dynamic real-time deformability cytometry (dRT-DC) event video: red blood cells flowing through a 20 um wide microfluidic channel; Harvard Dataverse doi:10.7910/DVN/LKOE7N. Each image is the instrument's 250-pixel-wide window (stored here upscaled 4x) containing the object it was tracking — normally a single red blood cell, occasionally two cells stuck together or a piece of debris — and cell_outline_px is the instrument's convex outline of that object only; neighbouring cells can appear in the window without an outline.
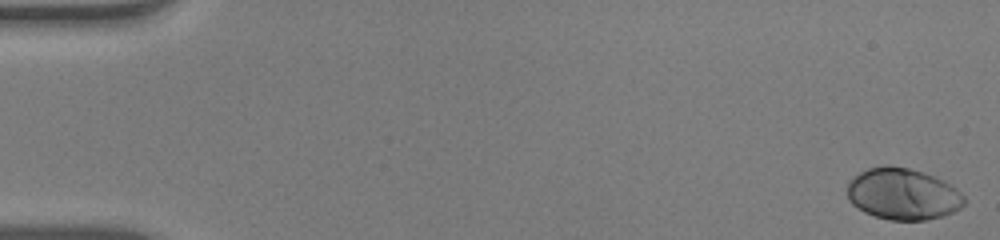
{"species": "human", "species_latin": "Homo sapiens", "temperature_condition": "warm", "stored_images_in_passage": 53, "camera_frame_rate_fps": 3000, "um_per_image_px": 0.085, "donor": {"sex": "male"}, "frame": {"image": 1, "passage_image": 1, "time_ms": 0.0, "image_size_px": [1000, 240], "cell_outline_px": [[964, 204], [960, 208], [952, 212], [940, 216], [924, 220], [888, 220], [864, 212], [852, 204], [848, 200], [848, 184], [860, 172], [868, 168], [880, 164], [888, 164], [908, 168], [944, 180], [956, 188], [964, 196]], "centroid_in_image_um": [76.73, 16.48], "position_along_channel_um": 8.3, "area_um2": 34.97}}
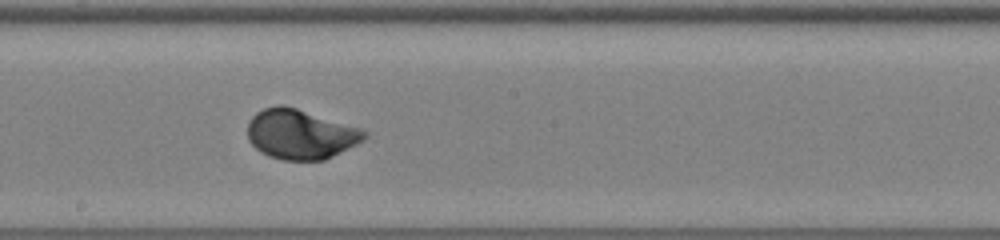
{"frame": {"image": 2, "passage_image": 30, "time_ms": 9.667, "image_size_px": [1000, 240], "cell_outline_px": [[368, 136], [364, 140], [324, 160], [284, 160], [268, 156], [260, 152], [248, 140], [248, 120], [256, 112], [264, 108], [276, 104], [280, 104], [296, 108], [360, 128], [368, 132]], "centroid_in_image_um": [25.51, 11.4], "position_along_channel_um": 222.7, "area_um2": 33.81}}
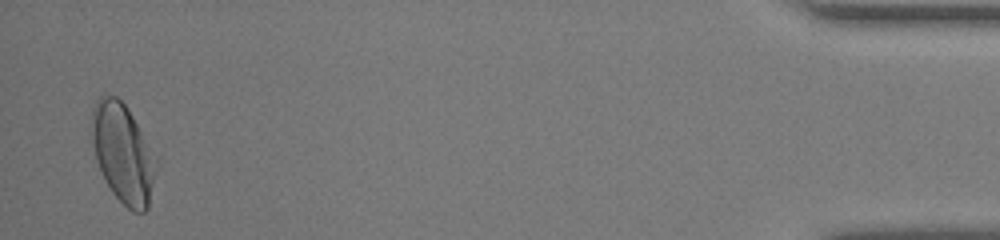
{"frame": {"image": 3, "passage_image": 52, "time_ms": 17.0, "image_size_px": [1000, 240], "cell_outline_px": [[160, 164], [148, 208], [144, 212], [132, 212], [112, 192], [104, 180], [96, 160], [88, 132], [92, 108], [96, 100], [100, 96], [116, 96], [128, 108], [160, 160]], "centroid_in_image_um": [10.47, 13.02], "position_along_channel_um": 424.7, "area_um2": 38.55}, "authors_computed_cell_mechanics": {"area_um2": 33.6974, "velocity_mm_per_s": 3.9032, "shape_relaxation_time_tau1_ms": 2.0527, "shape_relaxation_time_tau2_ms": null, "deformation_change_tau1": 0.1592, "deformation_change_tau2": null}}